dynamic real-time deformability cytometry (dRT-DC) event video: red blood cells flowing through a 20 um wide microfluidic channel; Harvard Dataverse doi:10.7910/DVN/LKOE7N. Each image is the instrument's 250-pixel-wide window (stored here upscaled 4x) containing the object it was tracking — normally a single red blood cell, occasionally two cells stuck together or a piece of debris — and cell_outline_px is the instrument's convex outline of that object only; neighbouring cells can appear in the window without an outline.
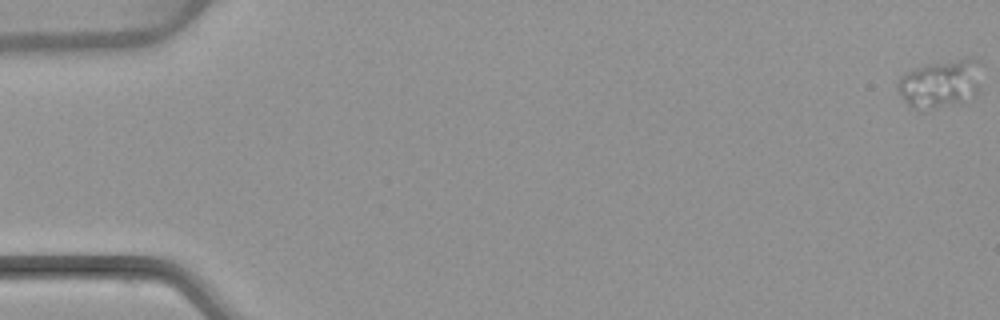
{"species": "common noctule bat (a hibernating species)", "species_latin": "Nyctalus noctula", "temperature_condition": "warm", "stored_images_in_passage": 54, "camera_frame_rate_fps": 3000, "um_per_image_px": 0.085, "animal": {"sex": "female", "body_mass_g": 22.7, "forearm_length_mm": 54.2}, "frame": {"image": 1, "passage_image": 1, "time_ms": 0.0, "image_size_px": [1000, 320], "cell_outline_px": [[980, 92], [976, 96], [960, 104], [924, 112], [912, 108], [900, 96], [896, 88], [900, 76], [916, 68], [928, 64], [964, 56], [972, 56], [980, 60]], "centroid_in_image_um": [79.99, 7.13], "position_along_channel_um": 5.0, "area_um2": 24.8}}
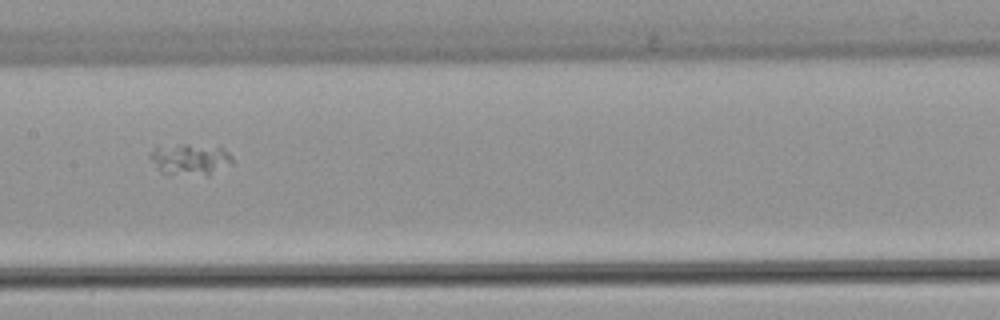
{"frame": {"image": 2, "passage_image": 28, "time_ms": 9.0, "image_size_px": [1000, 320], "cell_outline_px": [[232, 164], [208, 176], [160, 172], [148, 156], [148, 152], [156, 148], [184, 144], [188, 144], [224, 148], [232, 156]], "centroid_in_image_um": [16.19, 13.55], "position_along_channel_um": 191.2, "area_um2": 14.91}}
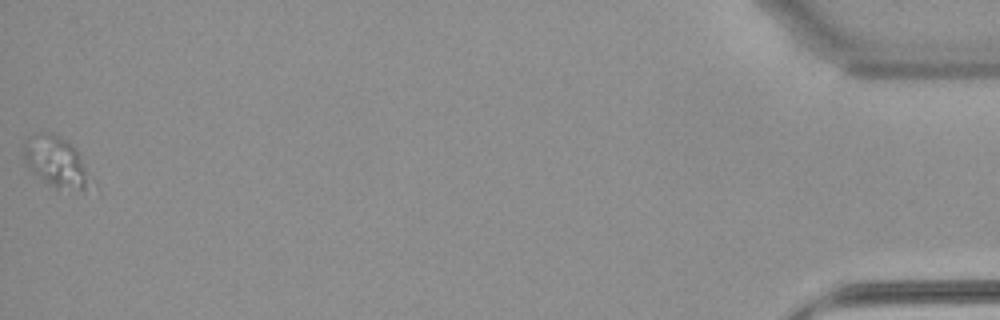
{"frame": {"image": 3, "passage_image": 54, "time_ms": 17.667, "image_size_px": [1000, 320], "cell_outline_px": [[96, 184], [84, 188], [56, 188], [32, 172], [24, 160], [24, 144], [28, 136], [40, 132], [52, 132], [72, 144], [76, 148], [92, 176]], "centroid_in_image_um": [4.8, 13.72], "position_along_channel_um": 430.4, "area_um2": 19.77}}